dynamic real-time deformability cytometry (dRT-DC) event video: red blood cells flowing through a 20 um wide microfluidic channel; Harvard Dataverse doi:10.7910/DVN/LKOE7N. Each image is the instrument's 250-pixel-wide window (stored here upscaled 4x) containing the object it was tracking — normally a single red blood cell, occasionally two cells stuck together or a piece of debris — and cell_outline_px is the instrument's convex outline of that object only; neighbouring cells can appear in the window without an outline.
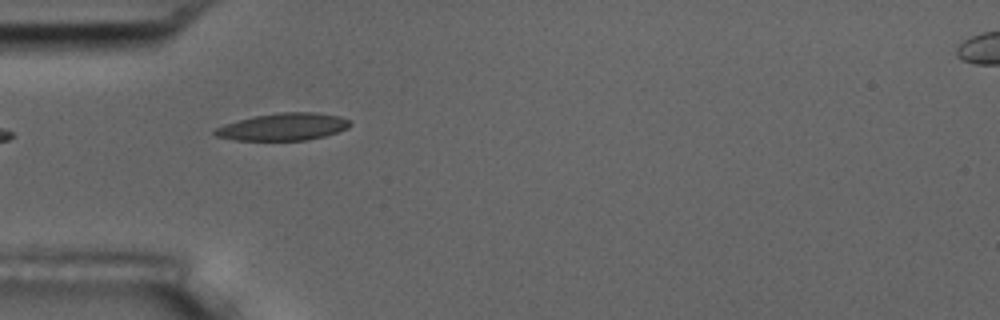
{"species": "common noctule bat (a hibernating species)", "species_latin": "Nyctalus noctula", "temperature_condition": "room temperature", "stored_images_in_passage": 8, "camera_frame_rate_fps": 3000, "um_per_image_px": 0.085, "animal": {"sex": "male", "body_mass_g": 17.5, "forearm_length_mm": 52.3}, "frame": {"image": 1, "passage_image": 6, "time_ms": 1.667, "image_size_px": [1000, 320], "cell_outline_px": [[352, 124], [348, 128], [324, 136], [304, 140], [236, 140], [216, 136], [212, 132], [216, 128], [224, 124], [252, 116], [280, 112], [316, 112], [340, 116], [352, 120]], "centroid_in_image_um": [24.09, 10.76], "position_along_channel_um": 60.9, "area_um2": 21.56}}